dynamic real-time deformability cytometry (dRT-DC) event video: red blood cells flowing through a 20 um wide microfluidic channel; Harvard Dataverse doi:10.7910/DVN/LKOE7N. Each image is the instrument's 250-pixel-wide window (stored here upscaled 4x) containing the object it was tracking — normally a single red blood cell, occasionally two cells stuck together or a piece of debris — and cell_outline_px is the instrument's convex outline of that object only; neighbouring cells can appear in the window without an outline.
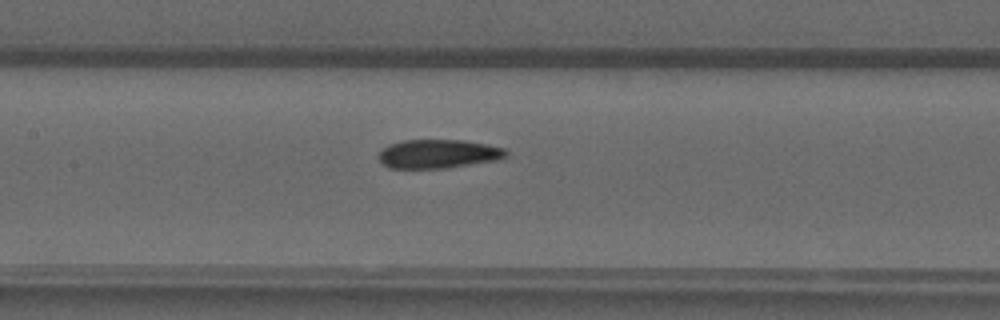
{"species": "common noctule bat (a hibernating species)", "species_latin": "Nyctalus noctula", "temperature_condition": "warm", "stored_images_in_passage": 33, "camera_frame_rate_fps": 3000, "um_per_image_px": 0.085, "animal": {"sex": "male", "forearm_length_mm": 52.5}, "frame": {"image": 1, "passage_image": 8, "time_ms": 2.333, "image_size_px": [1000, 320], "cell_outline_px": [[508, 152], [500, 160], [448, 168], [388, 168], [380, 164], [380, 152], [388, 144], [404, 140], [464, 140], [488, 144], [504, 148]], "centroid_in_image_um": [37.27, 13.08], "position_along_channel_um": 170.1, "area_um2": 21.56}}
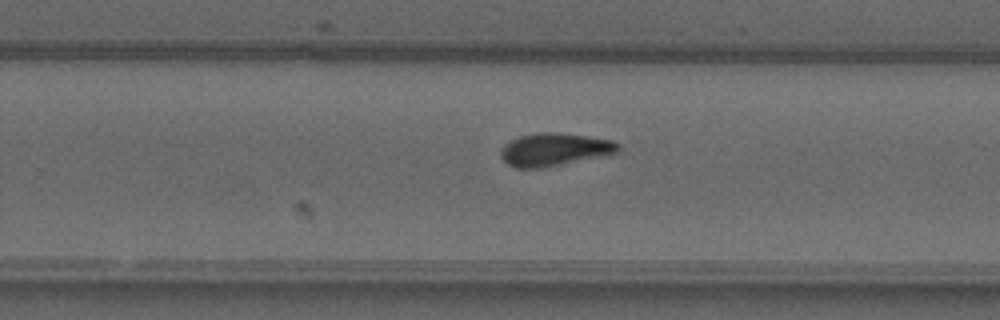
{"frame": {"image": 2, "passage_image": 16, "time_ms": 5.0, "image_size_px": [1000, 320], "cell_outline_px": [[620, 152], [544, 168], [516, 168], [508, 164], [500, 156], [500, 148], [504, 144], [520, 136], [536, 132], [560, 132], [588, 136], [612, 140], [620, 144]], "centroid_in_image_um": [47.13, 12.7], "position_along_channel_um": 282.7, "area_um2": 22.66}}
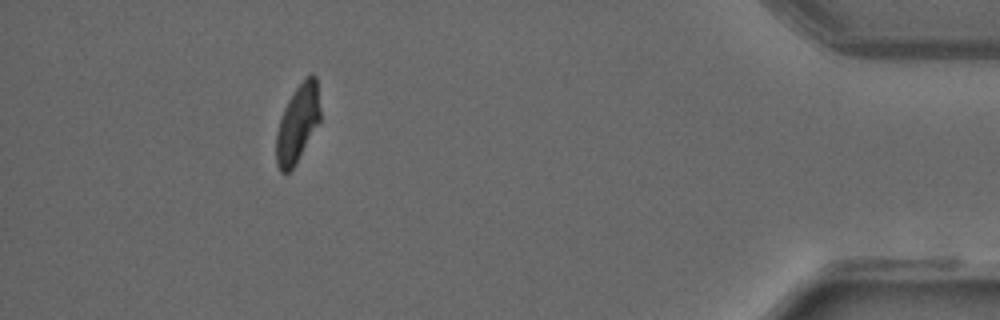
{"frame": {"image": 3, "passage_image": 29, "time_ms": 9.333, "image_size_px": [1000, 320], "cell_outline_px": [[320, 120], [296, 164], [288, 172], [280, 172], [276, 164], [276, 132], [284, 108], [288, 100], [296, 88], [312, 72], [316, 76], [320, 108]], "centroid_in_image_um": [25.29, 10.51], "position_along_channel_um": 409.9, "area_um2": 19.71}}